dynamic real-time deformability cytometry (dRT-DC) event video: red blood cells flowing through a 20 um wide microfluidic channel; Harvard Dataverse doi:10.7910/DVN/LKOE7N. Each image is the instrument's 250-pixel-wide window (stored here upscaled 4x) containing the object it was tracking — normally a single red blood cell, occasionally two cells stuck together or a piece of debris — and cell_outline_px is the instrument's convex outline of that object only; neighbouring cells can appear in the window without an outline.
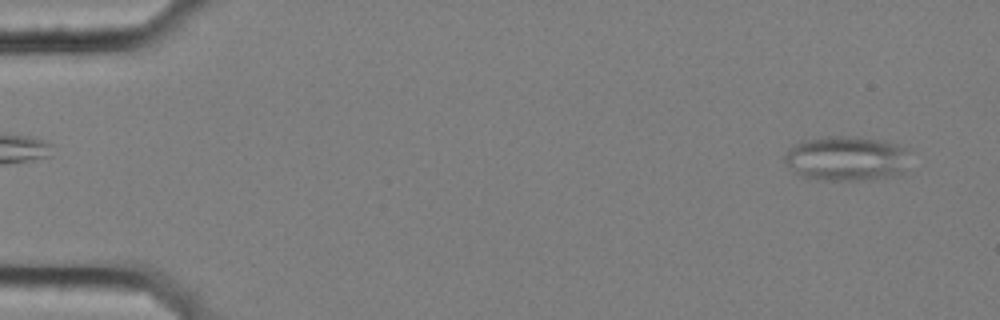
{"species": "common noctule bat (a hibernating species)", "species_latin": "Nyctalus noctula", "temperature_condition": "cold", "stored_images_in_passage": 24, "camera_frame_rate_fps": 3000, "um_per_image_px": 0.085, "animal": {"sex": "female", "body_mass_g": 25.1}, "frame": {"image": 1, "passage_image": 3, "time_ms": 0.667, "image_size_px": [1000, 320], "cell_outline_px": [[908, 148], [904, 172], [900, 176], [872, 180], [824, 180], [800, 176], [784, 160], [784, 156], [788, 148], [792, 144], [800, 140], [820, 136], [856, 136], [880, 140], [896, 144]], "centroid_in_image_um": [71.94, 13.46], "position_along_channel_um": 13.1, "area_um2": 33.23}}
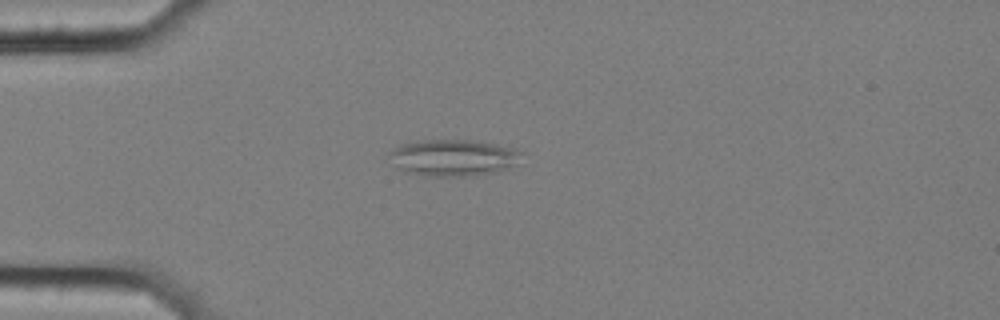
{"frame": {"image": 2, "passage_image": 15, "time_ms": 4.667, "image_size_px": [1000, 320], "cell_outline_px": [[524, 152], [508, 168], [496, 172], [472, 176], [428, 176], [404, 172], [396, 168], [388, 152], [400, 144], [416, 140], [484, 140], [516, 148]], "centroid_in_image_um": [38.52, 13.38], "position_along_channel_um": 46.5, "area_um2": 28.61}}